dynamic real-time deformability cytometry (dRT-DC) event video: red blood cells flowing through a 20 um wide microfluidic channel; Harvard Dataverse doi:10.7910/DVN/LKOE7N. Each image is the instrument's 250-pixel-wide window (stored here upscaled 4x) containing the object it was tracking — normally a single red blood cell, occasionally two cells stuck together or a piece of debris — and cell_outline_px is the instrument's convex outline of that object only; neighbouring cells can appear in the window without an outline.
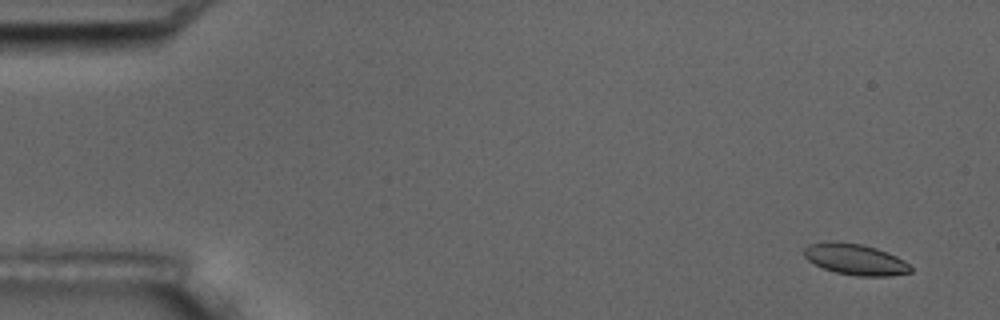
{"species": "common noctule bat (a hibernating species)", "species_latin": "Nyctalus noctula", "temperature_condition": "room temperature", "stored_images_in_passage": 5, "camera_frame_rate_fps": 3000, "um_per_image_px": 0.085, "animal": {"sex": "male", "body_mass_g": 17.5, "forearm_length_mm": 52.3}, "frame": {"image": 1, "passage_image": 1, "time_ms": 0.0, "image_size_px": [1000, 320], "cell_outline_px": [[912, 272], [888, 276], [856, 276], [836, 272], [824, 268], [808, 260], [804, 256], [804, 248], [812, 244], [832, 240], [860, 244], [876, 248], [896, 256], [904, 260], [912, 268]], "centroid_in_image_um": [72.71, 22.04], "position_along_channel_um": 12.3, "area_um2": 19.13}}
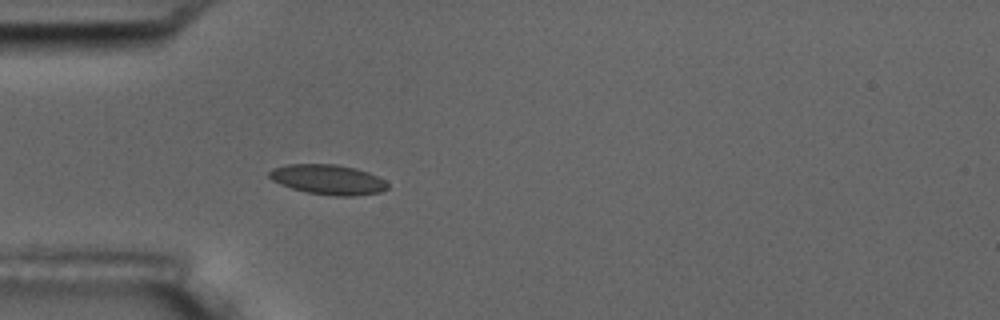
{"frame": {"image": 2, "passage_image": 5, "time_ms": 4.667, "image_size_px": [1000, 320], "cell_outline_px": [[388, 188], [380, 192], [352, 196], [336, 196], [308, 192], [292, 188], [280, 184], [272, 180], [268, 176], [268, 172], [272, 168], [288, 164], [336, 164], [356, 168], [368, 172], [384, 180], [388, 184]], "centroid_in_image_um": [27.86, 15.25], "position_along_channel_um": 57.1, "area_um2": 20.58}}